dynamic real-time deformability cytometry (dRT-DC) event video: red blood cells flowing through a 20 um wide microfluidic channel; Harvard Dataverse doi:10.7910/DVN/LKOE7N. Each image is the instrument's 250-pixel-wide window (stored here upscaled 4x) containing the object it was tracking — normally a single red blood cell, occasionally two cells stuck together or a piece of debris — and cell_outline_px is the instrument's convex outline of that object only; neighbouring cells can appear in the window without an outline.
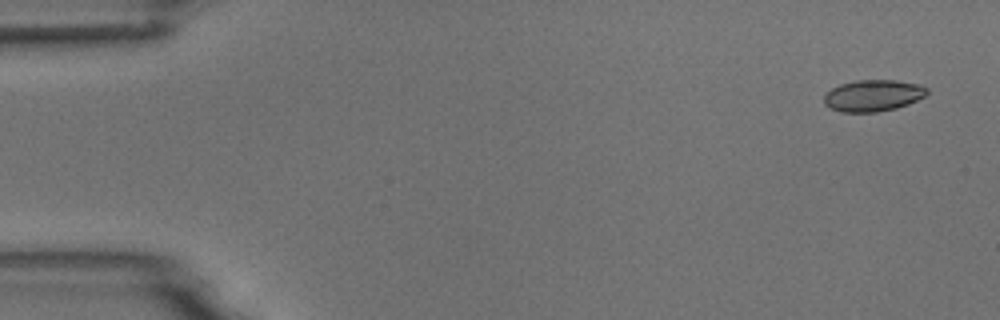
{"species": "common noctule bat (a hibernating species)", "species_latin": "Nyctalus noctula", "temperature_condition": "room temperature", "stored_images_in_passage": 6, "camera_frame_rate_fps": 3000, "um_per_image_px": 0.085, "animal": {"sex": "male", "body_mass_g": 18.8}, "frame": {"image": 1, "passage_image": 1, "time_ms": 0.0, "image_size_px": [1000, 320], "cell_outline_px": [[928, 92], [924, 96], [908, 104], [896, 108], [876, 112], [840, 112], [824, 104], [824, 96], [832, 88], [840, 84], [856, 80], [896, 80], [920, 84], [928, 88]], "centroid_in_image_um": [74.22, 8.11], "position_along_channel_um": 10.8, "area_um2": 18.9}}
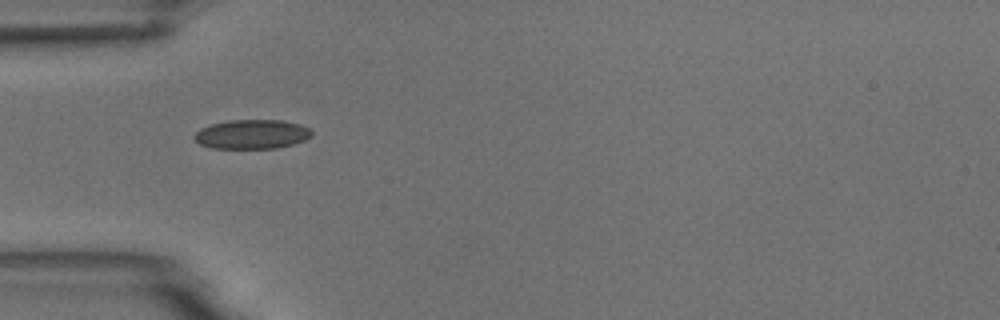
{"frame": {"image": 2, "passage_image": 5, "time_ms": 4.667, "image_size_px": [1000, 320], "cell_outline_px": [[312, 136], [304, 140], [292, 144], [276, 148], [212, 148], [200, 144], [192, 136], [200, 128], [212, 124], [228, 120], [284, 120], [300, 124], [308, 128], [312, 132]], "centroid_in_image_um": [21.4, 11.4], "position_along_channel_um": 63.6, "area_um2": 20.0}}